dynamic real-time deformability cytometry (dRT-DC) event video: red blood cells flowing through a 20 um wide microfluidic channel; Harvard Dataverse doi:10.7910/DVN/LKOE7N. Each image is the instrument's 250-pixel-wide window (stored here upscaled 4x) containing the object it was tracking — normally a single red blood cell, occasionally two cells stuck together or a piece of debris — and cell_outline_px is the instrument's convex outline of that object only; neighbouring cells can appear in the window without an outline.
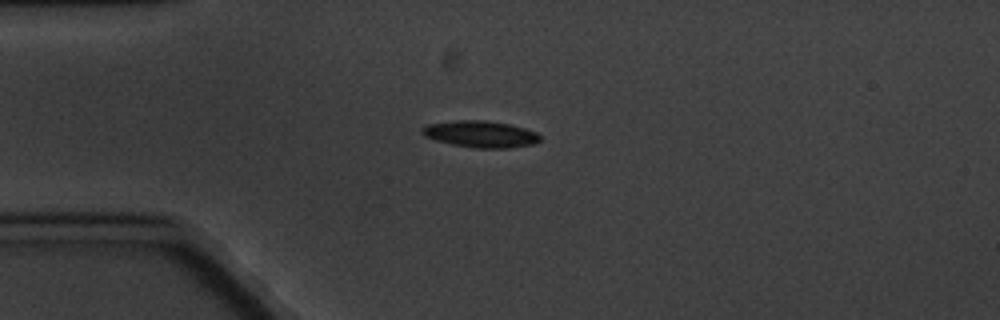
{"species": "common noctule bat (a hibernating species)", "species_latin": "Nyctalus noctula", "temperature_condition": "cold", "stored_images_in_passage": 5, "camera_frame_rate_fps": 3000, "um_per_image_px": 0.085, "animal": {"sex": "male", "body_mass_g": 20.1, "forearm_length_mm": 53.5}, "frame": {"image": 1, "passage_image": 2, "time_ms": 1.333, "image_size_px": [1000, 320], "cell_outline_px": [[540, 140], [536, 144], [508, 148], [476, 148], [452, 144], [436, 140], [424, 136], [420, 132], [420, 128], [424, 124], [456, 120], [484, 120], [508, 124], [524, 128], [536, 132], [540, 136]], "centroid_in_image_um": [40.81, 11.39], "position_along_channel_um": 44.2, "area_um2": 18.44}}